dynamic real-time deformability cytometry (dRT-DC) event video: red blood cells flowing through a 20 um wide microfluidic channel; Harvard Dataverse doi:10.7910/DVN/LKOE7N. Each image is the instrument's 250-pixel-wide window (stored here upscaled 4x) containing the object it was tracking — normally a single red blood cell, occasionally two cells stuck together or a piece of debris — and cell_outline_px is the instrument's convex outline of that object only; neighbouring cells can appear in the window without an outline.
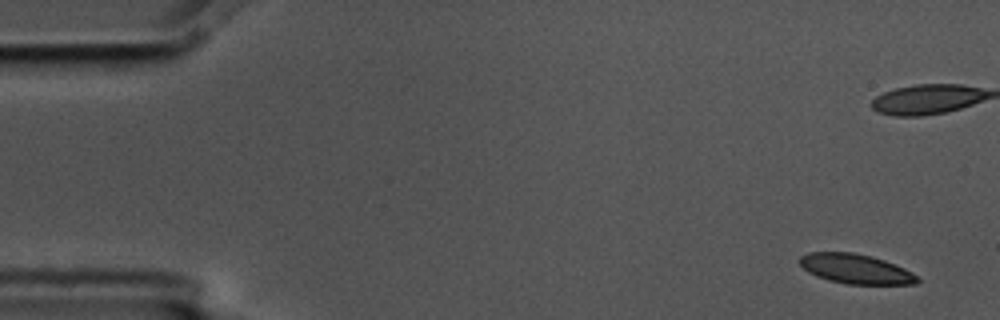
{"species": "common noctule bat (a hibernating species)", "species_latin": "Nyctalus noctula", "temperature_condition": "cold", "stored_images_in_passage": 8, "camera_frame_rate_fps": 3000, "um_per_image_px": 0.085, "animal": {"sex": "male", "body_mass_g": 17.5, "forearm_length_mm": 52.3}, "frame": {"image": 1, "passage_image": 1, "time_ms": 0.0, "image_size_px": [1000, 320], "cell_outline_px": [[920, 280], [916, 284], [848, 284], [828, 280], [816, 276], [808, 272], [800, 264], [800, 256], [808, 252], [852, 252], [872, 256], [884, 260], [904, 268], [916, 276]], "centroid_in_image_um": [72.71, 22.85], "position_along_channel_um": 12.3, "area_um2": 20.23}}